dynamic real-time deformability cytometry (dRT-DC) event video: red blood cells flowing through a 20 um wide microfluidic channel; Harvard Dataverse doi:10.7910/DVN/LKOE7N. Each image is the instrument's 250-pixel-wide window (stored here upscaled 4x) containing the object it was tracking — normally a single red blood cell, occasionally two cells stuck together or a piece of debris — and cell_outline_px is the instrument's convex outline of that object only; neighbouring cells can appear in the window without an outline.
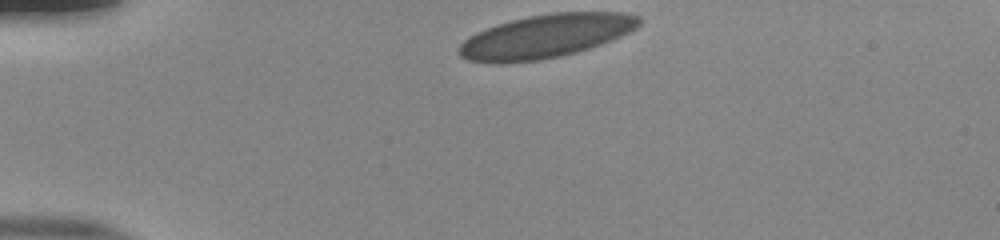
{"species": "human", "species_latin": "Homo sapiens", "temperature_condition": "room temperature", "stored_images_in_passage": 35, "camera_frame_rate_fps": 3000, "um_per_image_px": 0.085, "donor": {"sex": "male"}, "frame": {"image": 1, "passage_image": 1, "time_ms": 0.0, "image_size_px": [1000, 240], "cell_outline_px": [[640, 24], [636, 28], [620, 36], [600, 44], [576, 52], [560, 56], [540, 60], [500, 64], [492, 64], [468, 60], [460, 56], [460, 44], [464, 40], [476, 32], [496, 24], [528, 16], [552, 12], [620, 12], [640, 16]], "centroid_in_image_um": [46.36, 3.08], "position_along_channel_um": 38.6, "area_um2": 45.55}}
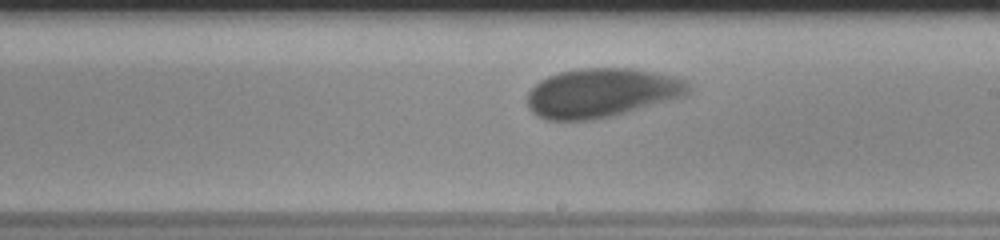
{"frame": {"image": 2, "passage_image": 21, "time_ms": 6.667, "image_size_px": [1000, 240], "cell_outline_px": [[688, 92], [684, 96], [628, 112], [612, 116], [592, 120], [548, 120], [536, 116], [528, 108], [528, 92], [540, 80], [548, 76], [560, 72], [580, 68], [632, 68], [672, 76], [684, 80], [688, 84]], "centroid_in_image_um": [51.09, 7.9], "position_along_channel_um": 237.9, "area_um2": 45.89}}
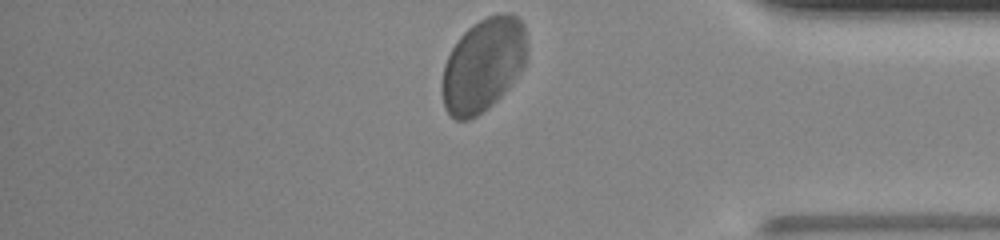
{"frame": {"image": 3, "passage_image": 35, "time_ms": 11.333, "image_size_px": [1000, 240], "cell_outline_px": [[528, 56], [524, 64], [504, 92], [488, 108], [476, 116], [468, 120], [456, 120], [444, 108], [440, 88], [444, 64], [452, 48], [460, 36], [468, 28], [480, 20], [488, 16], [500, 12], [508, 12], [516, 16], [524, 24], [528, 52]], "centroid_in_image_um": [41.06, 5.51], "position_along_channel_um": 394.1, "area_um2": 46.41}, "authors_computed_cell_mechanics": {"area_um2": 45.4308, "velocity_mm_per_s": 3.7226, "shape_relaxation_time_tau1_ms": 3.5869, "shape_relaxation_time_tau2_ms": null, "deformation_change_tau1": 0.1146, "deformation_change_tau2": null}}